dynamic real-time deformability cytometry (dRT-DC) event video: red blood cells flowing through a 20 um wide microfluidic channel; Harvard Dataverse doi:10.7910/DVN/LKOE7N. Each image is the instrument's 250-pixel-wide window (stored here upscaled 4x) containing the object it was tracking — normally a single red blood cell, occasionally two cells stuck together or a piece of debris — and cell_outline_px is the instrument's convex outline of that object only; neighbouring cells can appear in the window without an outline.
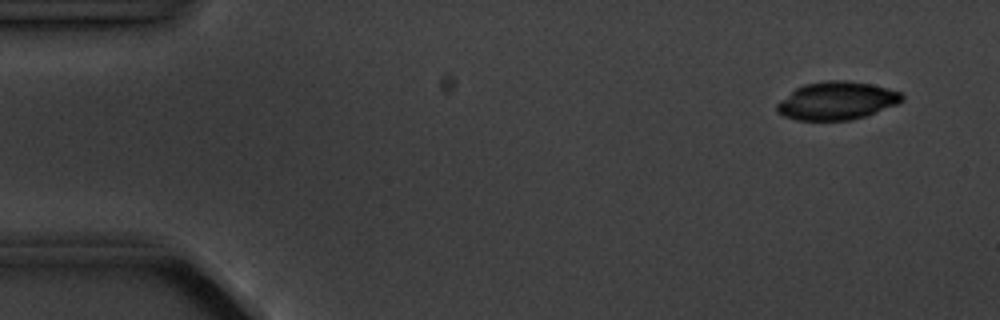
{"species": "common noctule bat (a hibernating species)", "species_latin": "Nyctalus noctula", "temperature_condition": "cold", "stored_images_in_passage": 5, "camera_frame_rate_fps": 3000, "um_per_image_px": 0.085, "animal": {"sex": "male", "body_mass_g": 20.1, "forearm_length_mm": 53.5}, "frame": {"image": 1, "passage_image": 2, "time_ms": 1.0, "image_size_px": [1000, 320], "cell_outline_px": [[904, 100], [896, 104], [864, 116], [852, 120], [796, 120], [784, 116], [776, 112], [776, 104], [780, 100], [796, 88], [804, 84], [828, 80], [844, 80], [872, 84], [888, 88], [900, 92], [904, 96]], "centroid_in_image_um": [71.1, 8.56], "position_along_channel_um": 13.9, "area_um2": 27.63}}